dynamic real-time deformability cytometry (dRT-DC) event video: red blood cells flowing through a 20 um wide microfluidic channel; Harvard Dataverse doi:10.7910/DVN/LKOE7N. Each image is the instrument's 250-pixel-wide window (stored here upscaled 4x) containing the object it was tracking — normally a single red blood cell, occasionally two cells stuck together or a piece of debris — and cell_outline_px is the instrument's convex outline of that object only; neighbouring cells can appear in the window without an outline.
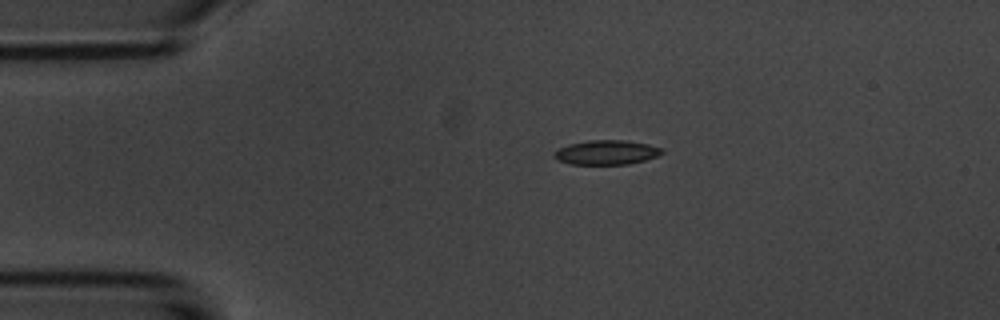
{"species": "common noctule bat (a hibernating species)", "species_latin": "Nyctalus noctula", "temperature_condition": "room temperature", "stored_images_in_passage": 3, "camera_frame_rate_fps": 3000, "um_per_image_px": 0.085, "animal": {"sex": "male", "body_mass_g": 20.1, "forearm_length_mm": 53.5}, "frame": {"image": 1, "passage_image": 2, "time_ms": 1.333, "image_size_px": [1000, 320], "cell_outline_px": [[664, 152], [656, 156], [644, 160], [628, 164], [568, 164], [552, 156], [552, 152], [568, 144], [588, 140], [624, 140], [648, 144], [664, 148]], "centroid_in_image_um": [51.54, 12.95], "position_along_channel_um": 33.5, "area_um2": 15.37}}